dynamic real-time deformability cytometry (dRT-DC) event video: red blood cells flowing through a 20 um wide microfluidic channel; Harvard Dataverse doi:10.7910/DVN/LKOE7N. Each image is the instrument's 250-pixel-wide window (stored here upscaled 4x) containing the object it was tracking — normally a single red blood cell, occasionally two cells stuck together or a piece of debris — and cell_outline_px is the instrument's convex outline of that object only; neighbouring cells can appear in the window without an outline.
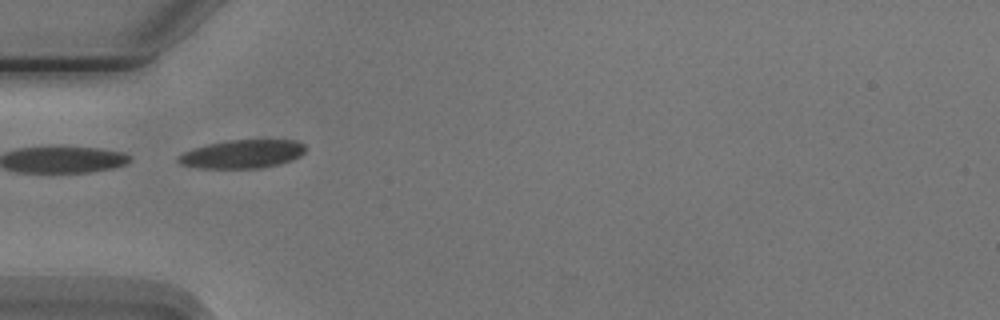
{"species": "Egyptian fruit bat (a non-hibernating species)", "species_latin": "Rousettus aegyptiacus", "temperature_condition": "cold", "stored_images_in_passage": 3, "camera_frame_rate_fps": 3000, "um_per_image_px": 0.085, "animal": {"sex": "male"}, "frame": {"image": 1, "passage_image": 3, "time_ms": 2.333, "image_size_px": [1000, 320], "cell_outline_px": [[308, 148], [300, 156], [292, 160], [260, 168], [200, 168], [180, 164], [176, 160], [176, 156], [184, 152], [208, 144], [232, 140], [296, 140], [304, 144]], "centroid_in_image_um": [20.61, 13.09], "position_along_channel_um": 64.4, "area_um2": 20.98}}